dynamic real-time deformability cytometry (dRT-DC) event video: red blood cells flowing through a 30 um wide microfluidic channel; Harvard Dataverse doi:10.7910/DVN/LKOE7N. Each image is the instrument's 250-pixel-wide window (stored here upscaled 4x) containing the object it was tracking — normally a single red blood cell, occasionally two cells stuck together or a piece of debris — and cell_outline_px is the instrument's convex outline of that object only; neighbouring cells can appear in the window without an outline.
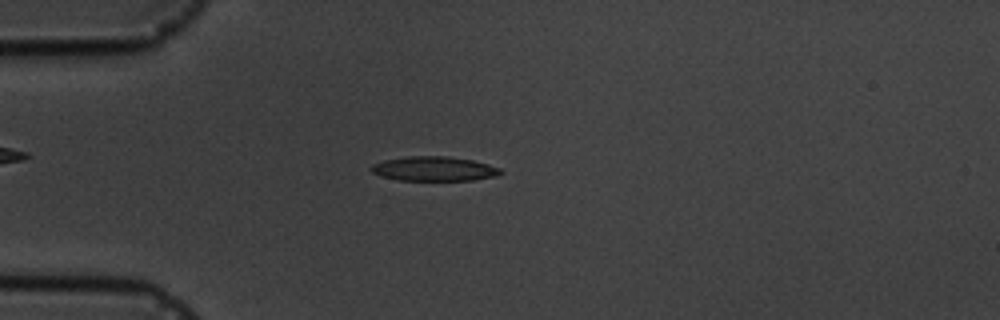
{"species": "common noctule bat (a hibernating species)", "species_latin": "Nyctalus noctula", "temperature_condition": "cold", "stored_images_in_passage": 4, "camera_frame_rate_fps": 3000, "um_per_image_px": 0.085, "animal": {"sex": "male", "body_mass_g": 19.5, "forearm_length_mm": 54.6}, "frame": {"image": 1, "passage_image": 4, "time_ms": 3.333, "image_size_px": [1000, 320], "cell_outline_px": [[504, 172], [496, 176], [472, 180], [396, 180], [380, 176], [372, 172], [372, 164], [384, 160], [408, 156], [448, 156], [472, 160], [488, 164], [500, 168]], "centroid_in_image_um": [36.9, 14.34], "position_along_channel_um": 48.1, "area_um2": 18.44}}